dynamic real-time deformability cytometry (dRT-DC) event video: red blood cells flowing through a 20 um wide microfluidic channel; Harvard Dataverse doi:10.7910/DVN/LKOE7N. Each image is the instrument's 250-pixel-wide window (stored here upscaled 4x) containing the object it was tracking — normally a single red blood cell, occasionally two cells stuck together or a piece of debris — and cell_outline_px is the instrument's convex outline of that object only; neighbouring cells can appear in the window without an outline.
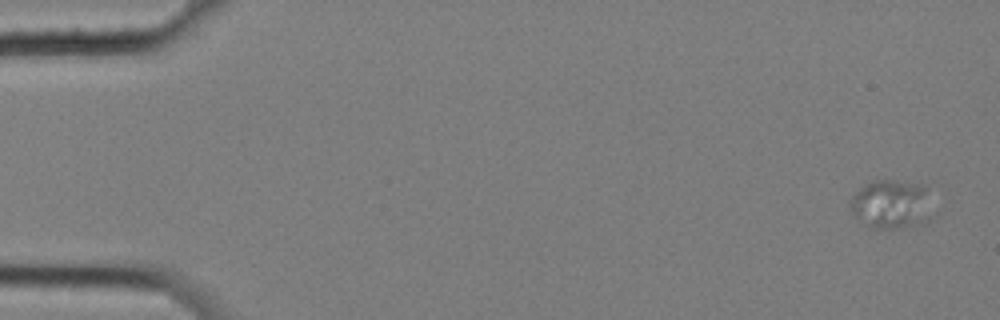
{"species": "common noctule bat (a hibernating species)", "species_latin": "Nyctalus noctula", "temperature_condition": "cold", "stored_images_in_passage": 6, "camera_frame_rate_fps": 3000, "um_per_image_px": 0.085, "animal": {"sex": "female", "body_mass_g": 25.1}, "frame": {"image": 1, "passage_image": 1, "time_ms": 0.0, "image_size_px": [1000, 320], "cell_outline_px": [[928, 220], [916, 224], [900, 228], [872, 228], [864, 224], [856, 216], [848, 204], [848, 200], [860, 188], [872, 180], [892, 180], [924, 184], [928, 188]], "centroid_in_image_um": [75.71, 17.33], "position_along_channel_um": 9.3, "area_um2": 23.18}}
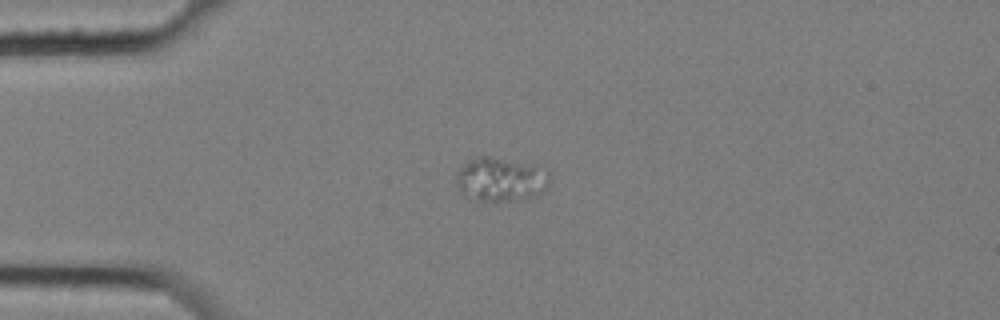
{"frame": {"image": 2, "passage_image": 5, "time_ms": 1.333, "image_size_px": [1000, 320], "cell_outline_px": [[548, 184], [540, 192], [520, 200], [476, 200], [460, 188], [456, 184], [456, 172], [464, 164], [480, 156], [488, 156], [532, 164], [548, 168]], "centroid_in_image_um": [42.58, 15.22], "position_along_channel_um": 42.4, "area_um2": 23.29}}